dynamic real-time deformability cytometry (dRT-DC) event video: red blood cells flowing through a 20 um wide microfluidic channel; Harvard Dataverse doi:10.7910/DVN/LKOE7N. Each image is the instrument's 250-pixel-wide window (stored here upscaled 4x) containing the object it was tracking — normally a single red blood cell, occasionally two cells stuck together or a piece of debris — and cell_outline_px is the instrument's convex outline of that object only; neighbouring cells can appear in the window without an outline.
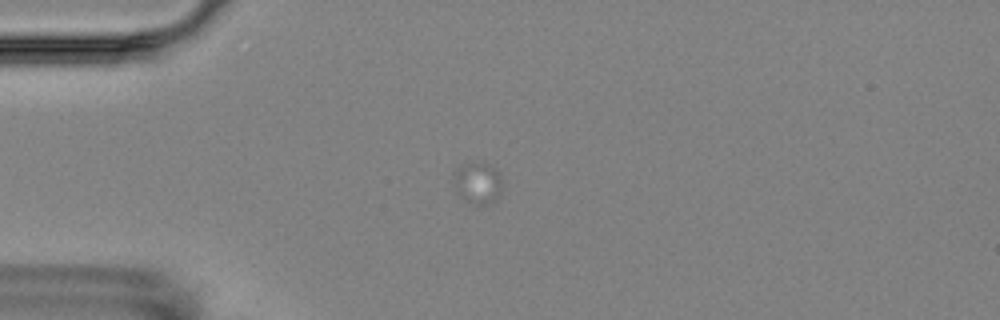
{"species": "Egyptian fruit bat (a non-hibernating species)", "species_latin": "Rousettus aegyptiacus", "temperature_condition": "room temperature", "stored_images_in_passage": 4, "camera_frame_rate_fps": 3000, "um_per_image_px": 0.085, "animal": {"sex": "female"}, "frame": {"image": 1, "passage_image": 1, "time_ms": 0.0, "image_size_px": [1000, 320], "cell_outline_px": [[500, 180], [496, 200], [488, 204], [476, 204], [460, 196], [456, 192], [452, 176], [452, 172], [456, 168], [464, 164], [484, 164], [496, 168], [500, 172]], "centroid_in_image_um": [40.54, 15.54], "position_along_channel_um": 44.5, "area_um2": 11.39}}